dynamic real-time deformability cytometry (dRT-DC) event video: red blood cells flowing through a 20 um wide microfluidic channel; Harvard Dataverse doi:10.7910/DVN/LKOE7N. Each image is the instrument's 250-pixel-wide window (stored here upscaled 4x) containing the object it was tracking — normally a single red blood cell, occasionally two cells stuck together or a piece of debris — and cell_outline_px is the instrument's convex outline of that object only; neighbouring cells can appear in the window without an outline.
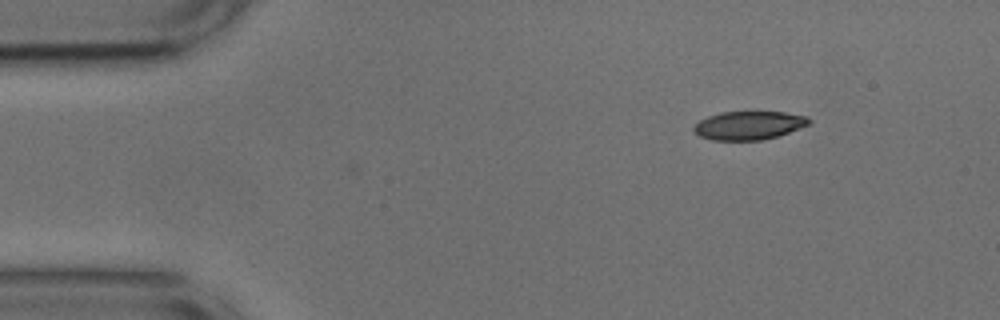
{"species": "common noctule bat (a hibernating species)", "species_latin": "Nyctalus noctula", "temperature_condition": "cold", "stored_images_in_passage": 3, "camera_frame_rate_fps": 3000, "um_per_image_px": 0.085, "animal": {"sex": "male", "body_mass_g": 17.9, "forearm_length_mm": 54.2}, "frame": {"image": 1, "passage_image": 3, "time_ms": 0.667, "image_size_px": [1000, 320], "cell_outline_px": [[812, 120], [808, 124], [788, 132], [776, 136], [760, 140], [712, 140], [700, 136], [692, 128], [700, 120], [708, 116], [720, 112], [784, 112], [808, 116]], "centroid_in_image_um": [63.64, 10.65], "position_along_channel_um": 21.4, "area_um2": 18.9}}